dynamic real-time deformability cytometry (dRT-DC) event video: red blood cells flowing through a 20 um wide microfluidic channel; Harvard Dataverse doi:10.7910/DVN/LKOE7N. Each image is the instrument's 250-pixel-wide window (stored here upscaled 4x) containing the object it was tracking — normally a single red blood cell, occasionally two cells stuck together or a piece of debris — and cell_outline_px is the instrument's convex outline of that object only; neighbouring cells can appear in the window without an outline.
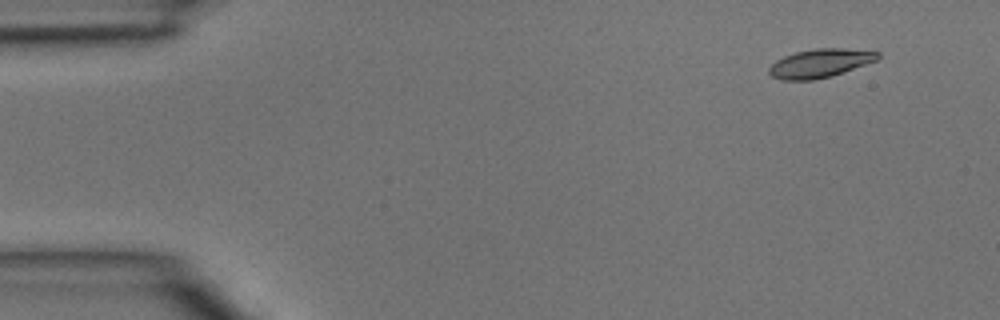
{"species": "common noctule bat (a hibernating species)", "species_latin": "Nyctalus noctula", "temperature_condition": "room temperature", "stored_images_in_passage": 46, "camera_frame_rate_fps": 3000, "um_per_image_px": 0.085, "animal": {"sex": "male", "body_mass_g": 15.6}, "frame": {"image": 1, "passage_image": 4, "time_ms": 1.0, "image_size_px": [1000, 320], "cell_outline_px": [[880, 56], [876, 60], [832, 76], [812, 80], [784, 80], [772, 76], [768, 72], [768, 68], [776, 60], [784, 56], [796, 52], [816, 48], [844, 48], [880, 52]], "centroid_in_image_um": [69.69, 5.37], "position_along_channel_um": 15.3, "area_um2": 17.98}}
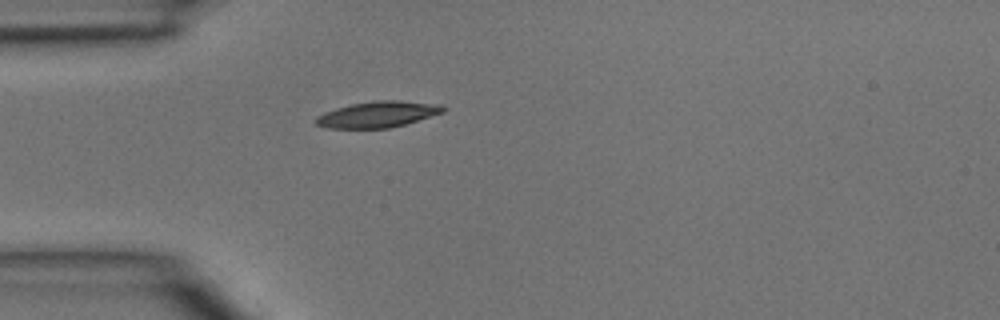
{"frame": {"image": 2, "passage_image": 13, "time_ms": 4.0, "image_size_px": [1000, 320], "cell_outline_px": [[448, 108], [444, 112], [404, 124], [388, 128], [328, 128], [316, 124], [312, 120], [316, 116], [324, 112], [336, 108], [352, 104], [376, 100], [400, 100], [440, 104]], "centroid_in_image_um": [32.1, 9.71], "position_along_channel_um": 52.9, "area_um2": 19.36}}
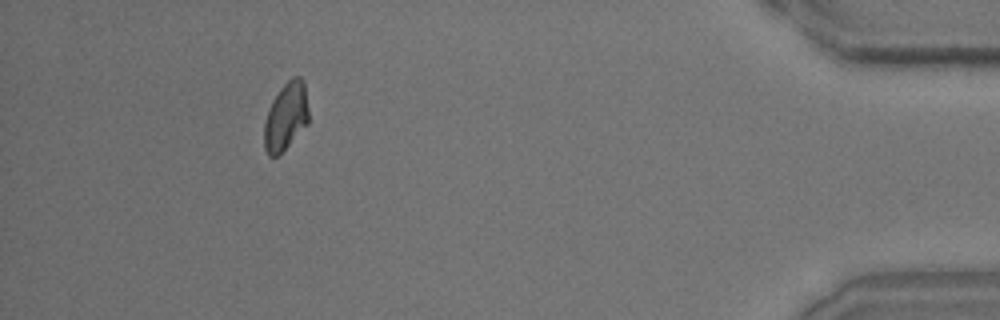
{"frame": {"image": 3, "passage_image": 42, "time_ms": 13.667, "image_size_px": [1000, 320], "cell_outline_px": [[308, 124], [276, 156], [268, 156], [264, 148], [264, 124], [268, 108], [272, 100], [280, 88], [292, 76], [300, 76], [304, 84], [308, 108]], "centroid_in_image_um": [24.29, 9.87], "position_along_channel_um": 410.9, "area_um2": 17.4}}